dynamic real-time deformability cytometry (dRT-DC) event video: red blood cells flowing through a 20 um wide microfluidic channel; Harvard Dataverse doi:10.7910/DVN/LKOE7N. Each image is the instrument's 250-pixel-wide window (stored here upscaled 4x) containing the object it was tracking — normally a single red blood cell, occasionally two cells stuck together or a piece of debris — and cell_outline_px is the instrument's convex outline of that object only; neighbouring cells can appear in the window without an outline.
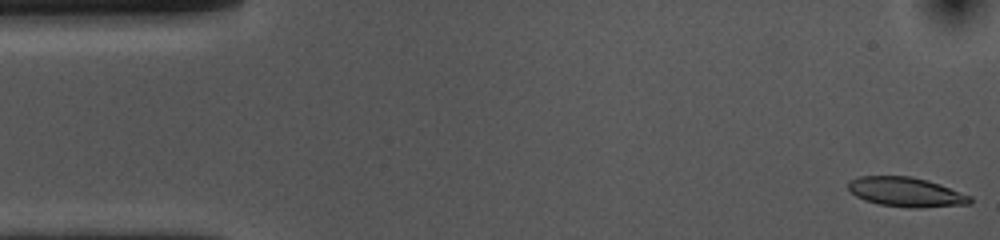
{"species": "common noctule bat (a hibernating species)", "species_latin": "Nyctalus noctula", "temperature_condition": "cold", "stored_images_in_passage": 53, "camera_frame_rate_fps": 3000, "um_per_image_px": 0.085, "animal": {"sex": "female", "body_mass_g": 10.0, "forearm_length_mm": 53.1}, "frame": {"image": 1, "passage_image": 1, "time_ms": 0.0, "image_size_px": [1000, 240], "cell_outline_px": [[972, 200], [968, 204], [920, 208], [908, 208], [880, 204], [864, 200], [856, 196], [848, 188], [848, 180], [860, 176], [912, 176], [928, 180], [940, 184], [972, 196]], "centroid_in_image_um": [77.01, 16.32], "position_along_channel_um": 8.0, "area_um2": 21.04}}
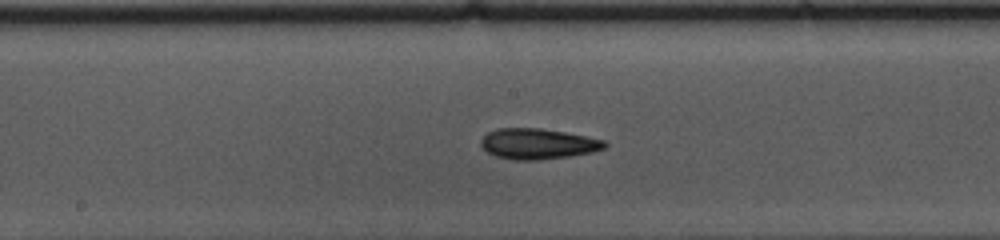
{"frame": {"image": 2, "passage_image": 26, "time_ms": 8.333, "image_size_px": [1000, 240], "cell_outline_px": [[608, 144], [604, 148], [592, 152], [572, 156], [536, 160], [516, 160], [496, 156], [488, 152], [480, 144], [480, 140], [488, 132], [496, 128], [540, 128], [564, 132], [604, 140]], "centroid_in_image_um": [45.71, 12.22], "position_along_channel_um": 202.5, "area_um2": 21.96}}
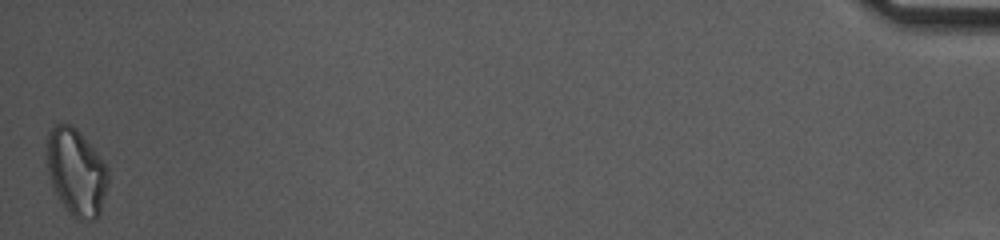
{"frame": {"image": 3, "passage_image": 53, "time_ms": 17.333, "image_size_px": [1000, 240], "cell_outline_px": [[108, 184], [100, 212], [96, 220], [76, 220], [68, 212], [60, 200], [52, 184], [48, 172], [44, 152], [48, 132], [56, 124], [72, 124], [80, 132], [96, 152], [108, 168]], "centroid_in_image_um": [6.45, 14.62], "position_along_channel_um": 428.7, "area_um2": 31.27}, "authors_computed_cell_mechanics": {"area_um2": 21.675, "velocity_mm_per_s": 3.636, "shape_relaxation_time_tau1_ms": 6.3086, "shape_relaxation_time_tau2_ms": 3.4548, "deformation_change_tau1": 0.1349, "deformation_change_tau2": 0.1184}}